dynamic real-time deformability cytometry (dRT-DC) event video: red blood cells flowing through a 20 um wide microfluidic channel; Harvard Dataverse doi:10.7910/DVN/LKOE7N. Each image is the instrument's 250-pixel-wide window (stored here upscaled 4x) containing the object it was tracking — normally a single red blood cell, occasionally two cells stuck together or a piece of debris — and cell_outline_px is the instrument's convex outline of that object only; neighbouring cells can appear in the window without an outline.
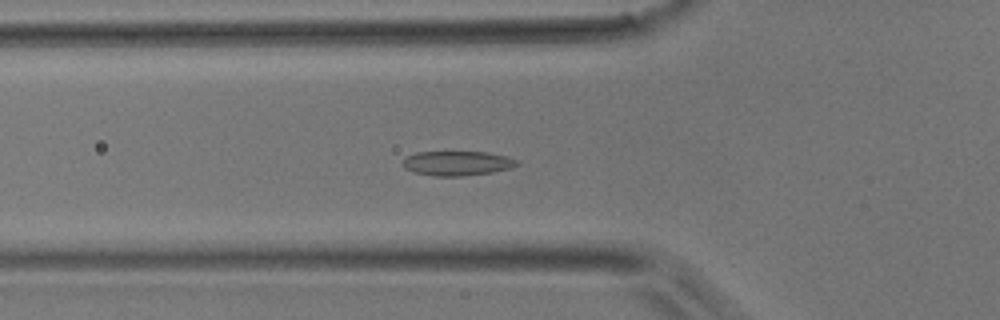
{"species": "common noctule bat (a hibernating species)", "species_latin": "Nyctalus noctula", "temperature_condition": "room temperature", "stored_images_in_passage": 41, "camera_frame_rate_fps": 3000, "um_per_image_px": 0.085, "animal": {"sex": "male", "body_mass_g": 17.9}, "frame": {"image": 1, "passage_image": 11, "time_ms": 3.333, "image_size_px": [1000, 320], "cell_outline_px": [[520, 164], [512, 168], [492, 172], [464, 176], [432, 176], [412, 172], [404, 168], [400, 164], [408, 156], [416, 152], [488, 152], [520, 160]], "centroid_in_image_um": [38.86, 13.88], "position_along_channel_um": 86.9, "area_um2": 16.53}}
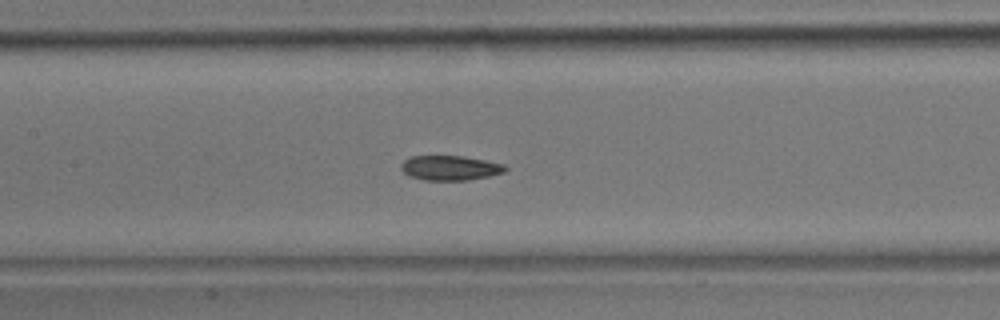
{"frame": {"image": 2, "passage_image": 17, "time_ms": 5.333, "image_size_px": [1000, 320], "cell_outline_px": [[508, 168], [504, 172], [488, 176], [468, 180], [424, 180], [408, 176], [400, 168], [400, 164], [404, 160], [412, 156], [464, 156], [504, 164]], "centroid_in_image_um": [38.23, 14.27], "position_along_channel_um": 169.2, "area_um2": 15.03}}
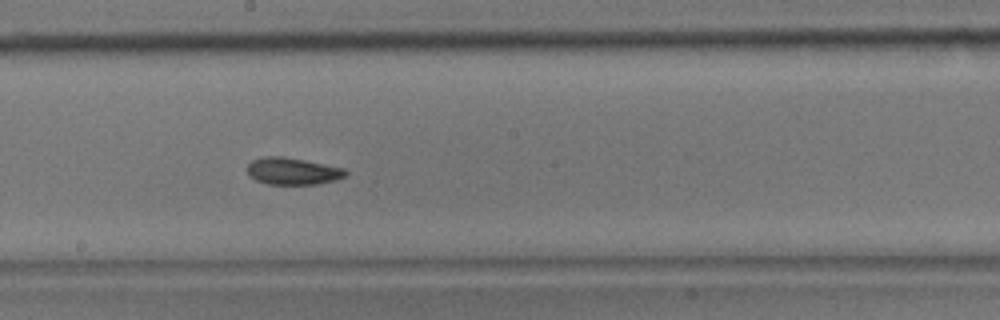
{"frame": {"image": 3, "passage_image": 21, "time_ms": 6.667, "image_size_px": [1000, 320], "cell_outline_px": [[348, 172], [344, 176], [336, 180], [316, 184], [268, 184], [256, 180], [248, 176], [248, 164], [252, 160], [264, 156], [284, 156], [344, 168]], "centroid_in_image_um": [24.85, 14.54], "position_along_channel_um": 223.3, "area_um2": 15.43}}